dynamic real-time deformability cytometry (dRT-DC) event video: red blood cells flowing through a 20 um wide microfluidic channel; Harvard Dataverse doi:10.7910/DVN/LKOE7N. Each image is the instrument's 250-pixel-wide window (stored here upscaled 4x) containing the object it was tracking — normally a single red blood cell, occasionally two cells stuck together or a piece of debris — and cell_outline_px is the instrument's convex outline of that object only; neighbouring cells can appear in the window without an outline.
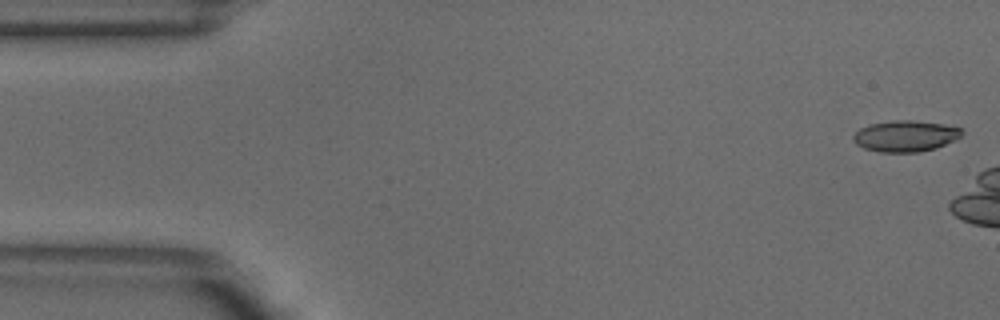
{"species": "common noctule bat (a hibernating species)", "species_latin": "Nyctalus noctula", "temperature_condition": "warm", "stored_images_in_passage": 5, "camera_frame_rate_fps": 3000, "um_per_image_px": 0.085, "animal": {"sex": "male", "body_mass_g": 18.8}, "frame": {"image": 1, "passage_image": 1, "time_ms": 0.0, "image_size_px": [1000, 320], "cell_outline_px": [[964, 132], [956, 140], [936, 148], [920, 152], [880, 152], [864, 148], [856, 144], [852, 140], [852, 136], [860, 128], [868, 124], [892, 120], [912, 120], [940, 124], [960, 128]], "centroid_in_image_um": [76.93, 11.57], "position_along_channel_um": 8.1, "area_um2": 19.77}}